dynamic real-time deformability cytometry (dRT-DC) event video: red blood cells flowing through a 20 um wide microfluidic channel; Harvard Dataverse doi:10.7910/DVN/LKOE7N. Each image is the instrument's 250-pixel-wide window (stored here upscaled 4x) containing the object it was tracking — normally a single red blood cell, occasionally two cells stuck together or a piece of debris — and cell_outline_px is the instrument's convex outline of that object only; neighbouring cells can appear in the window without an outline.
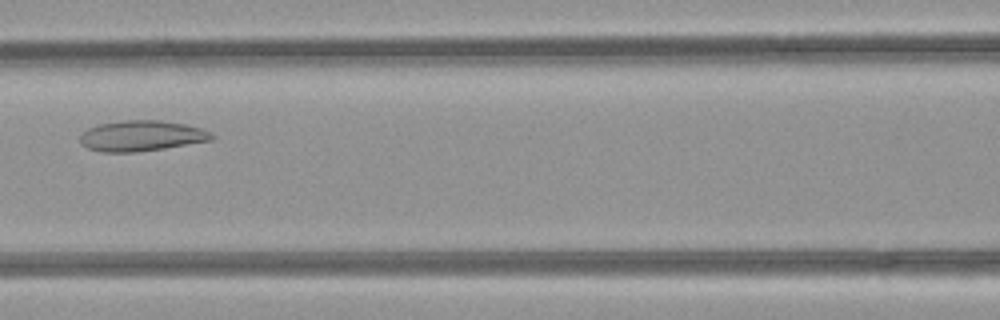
{"species": "common noctule bat (a hibernating species)", "species_latin": "Nyctalus noctula", "temperature_condition": "room temperature", "stored_images_in_passage": 45, "camera_frame_rate_fps": 3000, "um_per_image_px": 0.085, "animal": {"sex": "female", "body_mass_g": 21.9}, "frame": {"image": 1, "passage_image": 17, "time_ms": 5.333, "image_size_px": [1000, 320], "cell_outline_px": [[216, 136], [212, 140], [164, 148], [136, 152], [100, 152], [88, 148], [80, 144], [80, 136], [88, 128], [100, 124], [120, 120], [160, 120], [184, 124], [200, 128], [212, 132]], "centroid_in_image_um": [12.03, 11.55], "position_along_channel_um": 154.6, "area_um2": 23.52}}
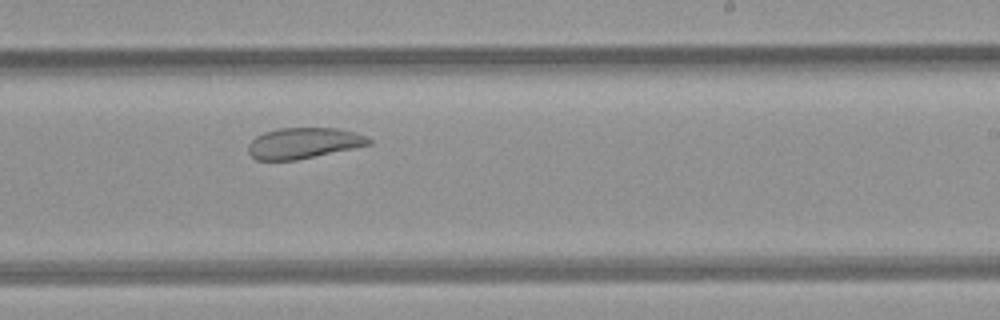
{"frame": {"image": 2, "passage_image": 25, "time_ms": 8.0, "image_size_px": [1000, 320], "cell_outline_px": [[372, 144], [296, 160], [256, 160], [248, 152], [248, 144], [256, 136], [264, 132], [280, 128], [336, 128], [352, 132], [364, 136], [372, 140]], "centroid_in_image_um": [25.77, 12.17], "position_along_channel_um": 263.2, "area_um2": 21.44}}
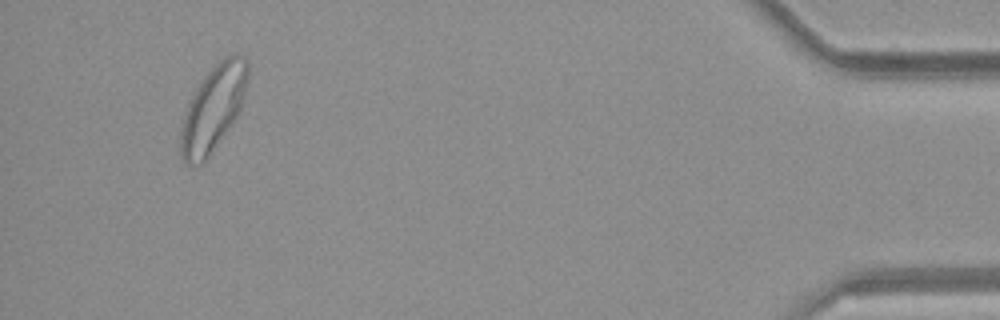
{"frame": {"image": 3, "passage_image": 42, "time_ms": 13.667, "image_size_px": [1000, 320], "cell_outline_px": [[248, 80], [244, 100], [236, 116], [228, 128], [208, 156], [200, 164], [184, 164], [180, 156], [180, 128], [188, 104], [196, 88], [208, 72], [224, 56], [232, 52], [240, 52], [248, 60]], "centroid_in_image_um": [18.14, 9.15], "position_along_channel_um": 417.1, "area_um2": 33.29}, "authors_computed_cell_mechanics": {"area_um2": 28.9, "velocity_mm_per_s": 4.089, "shape_relaxation_time_tau1_ms": null, "shape_relaxation_time_tau2_ms": 2.4493, "deformation_change_tau1": null, "deformation_change_tau2": 0.0884}}